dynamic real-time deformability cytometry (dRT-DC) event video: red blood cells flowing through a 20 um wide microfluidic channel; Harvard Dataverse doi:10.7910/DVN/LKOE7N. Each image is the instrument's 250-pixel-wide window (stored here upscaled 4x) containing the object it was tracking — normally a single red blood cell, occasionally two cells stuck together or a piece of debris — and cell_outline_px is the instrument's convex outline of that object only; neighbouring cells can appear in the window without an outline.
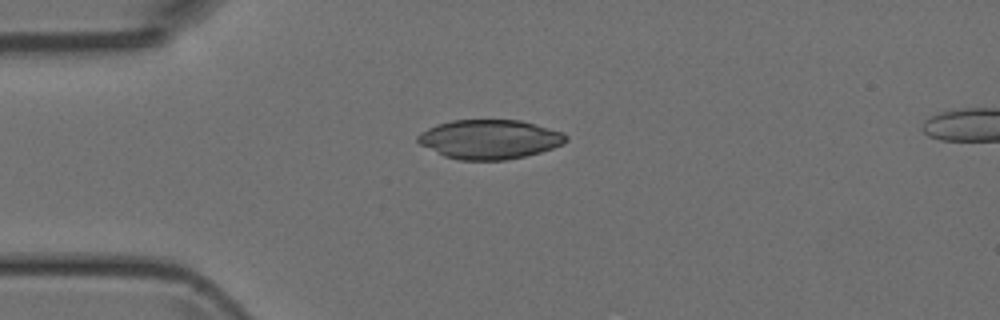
{"species": "Egyptian fruit bat (a non-hibernating species)", "species_latin": "Rousettus aegyptiacus", "temperature_condition": "room temperature", "stored_images_in_passage": 2, "camera_frame_rate_fps": 3000, "um_per_image_px": 0.085, "animal": {"sex": "female"}, "frame": {"image": 1, "passage_image": 1, "time_ms": 0.0, "image_size_px": [1000, 320], "cell_outline_px": [[568, 140], [564, 144], [540, 152], [524, 156], [504, 160], [456, 160], [444, 156], [420, 144], [416, 140], [416, 136], [420, 132], [436, 124], [452, 120], [520, 120], [536, 124], [564, 132], [568, 136]], "centroid_in_image_um": [41.62, 11.83], "position_along_channel_um": 43.4, "area_um2": 34.1}}